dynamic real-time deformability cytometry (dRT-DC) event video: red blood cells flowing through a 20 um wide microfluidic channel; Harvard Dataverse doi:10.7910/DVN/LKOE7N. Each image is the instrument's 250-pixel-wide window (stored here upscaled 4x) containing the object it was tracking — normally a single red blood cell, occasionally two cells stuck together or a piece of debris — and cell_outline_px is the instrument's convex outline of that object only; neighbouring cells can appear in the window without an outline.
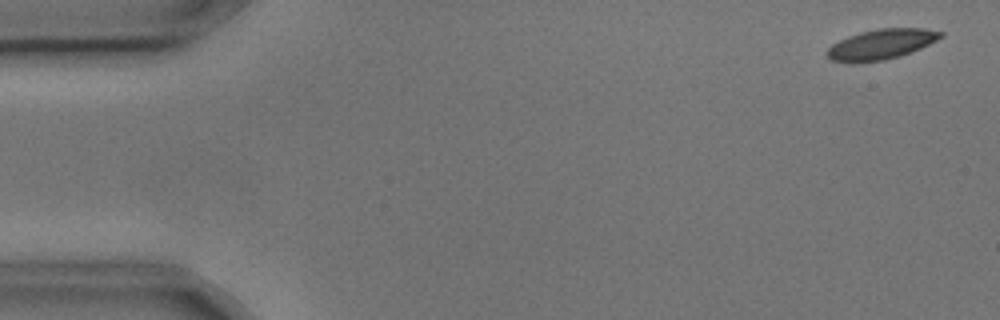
{"species": "common noctule bat (a hibernating species)", "species_latin": "Nyctalus noctula", "temperature_condition": "cold", "stored_images_in_passage": 4, "camera_frame_rate_fps": 3000, "um_per_image_px": 0.085, "animal": {"sex": "male", "body_mass_g": 17.9, "forearm_length_mm": 54.2}, "frame": {"image": 1, "passage_image": 1, "time_ms": 0.0, "image_size_px": [1000, 320], "cell_outline_px": [[944, 36], [912, 52], [900, 56], [884, 60], [832, 60], [828, 56], [828, 48], [832, 44], [848, 36], [860, 32], [880, 28], [924, 28], [944, 32]], "centroid_in_image_um": [74.99, 3.71], "position_along_channel_um": 10.0, "area_um2": 19.31}}
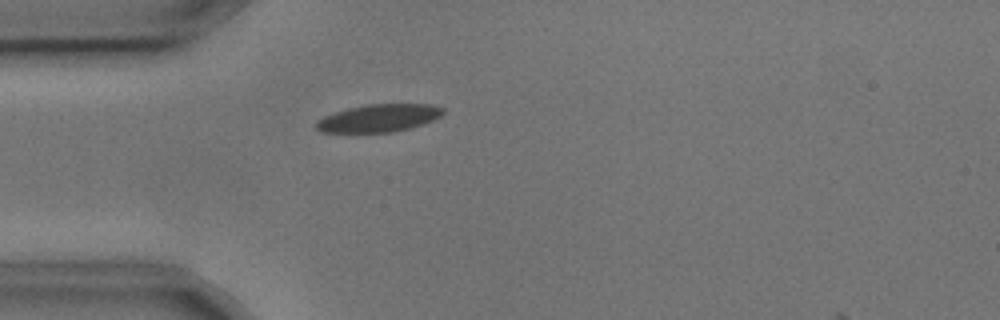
{"frame": {"image": 2, "passage_image": 4, "time_ms": 1.0, "image_size_px": [1000, 320], "cell_outline_px": [[444, 112], [440, 116], [424, 124], [392, 132], [320, 132], [316, 128], [316, 120], [324, 116], [348, 108], [368, 104], [432, 104], [444, 108]], "centroid_in_image_um": [32.2, 10.03], "position_along_channel_um": 52.8, "area_um2": 20.35}}